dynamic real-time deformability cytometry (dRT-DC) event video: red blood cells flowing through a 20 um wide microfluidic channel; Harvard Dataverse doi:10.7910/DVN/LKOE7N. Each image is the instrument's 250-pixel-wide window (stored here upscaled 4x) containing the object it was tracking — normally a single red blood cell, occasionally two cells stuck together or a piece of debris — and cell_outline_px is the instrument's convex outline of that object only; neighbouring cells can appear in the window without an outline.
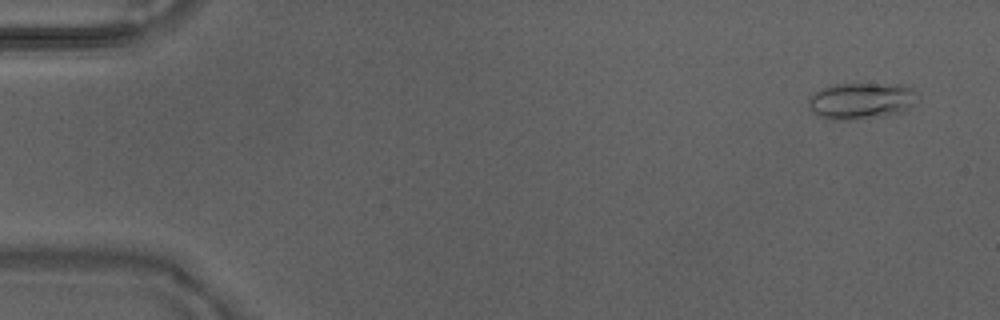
{"species": "Egyptian fruit bat (a non-hibernating species)", "species_latin": "Rousettus aegyptiacus", "temperature_condition": "warm", "stored_images_in_passage": 49, "camera_frame_rate_fps": 3000, "um_per_image_px": 0.085, "animal": {"sex": "male"}, "frame": {"image": 1, "passage_image": 3, "time_ms": 0.667, "image_size_px": [1000, 320], "cell_outline_px": [[920, 100], [904, 112], [884, 116], [848, 120], [824, 120], [816, 116], [812, 112], [808, 104], [808, 96], [812, 92], [836, 84], [904, 84], [912, 88], [916, 92]], "centroid_in_image_um": [73.21, 8.58], "position_along_channel_um": 11.8, "area_um2": 23.87}}
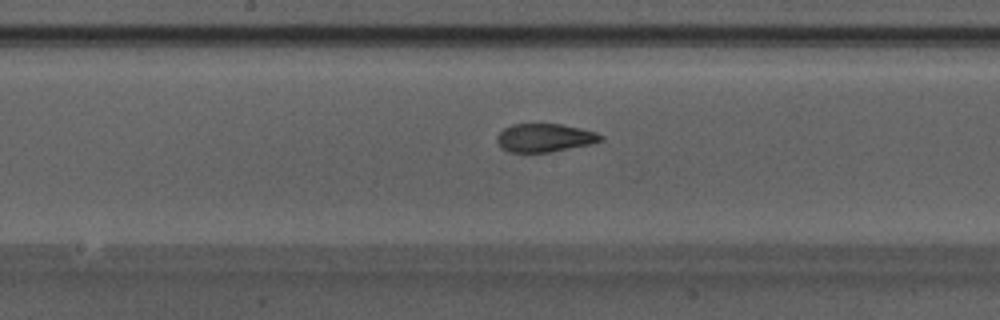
{"frame": {"image": 2, "passage_image": 26, "time_ms": 8.333, "image_size_px": [1000, 320], "cell_outline_px": [[604, 140], [592, 144], [548, 152], [508, 152], [500, 148], [496, 140], [496, 136], [504, 128], [512, 124], [560, 124], [580, 128], [596, 132], [604, 136]], "centroid_in_image_um": [46.29, 11.71], "position_along_channel_um": 201.9, "area_um2": 17.22}}
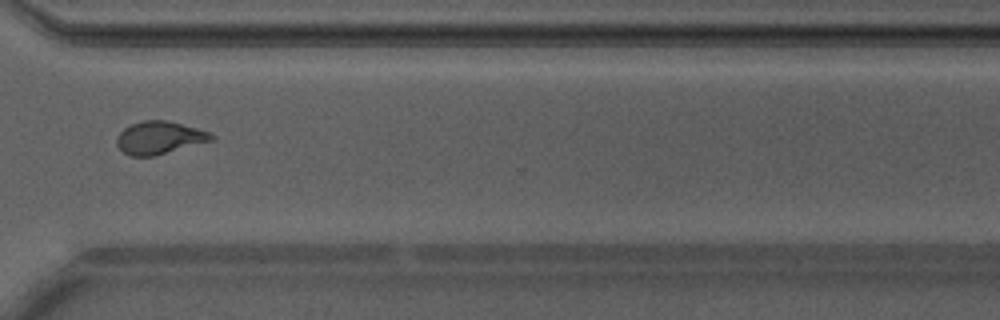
{"frame": {"image": 3, "passage_image": 37, "time_ms": 12.0, "image_size_px": [1000, 320], "cell_outline_px": [[216, 136], [212, 140], [156, 156], [132, 156], [124, 152], [116, 144], [116, 140], [120, 132], [124, 128], [132, 124], [144, 120], [168, 120], [196, 128], [208, 132]], "centroid_in_image_um": [13.54, 11.71], "position_along_channel_um": 357.1, "area_um2": 17.92}, "authors_computed_cell_mechanics": {"area_um2": 17.8024, "velocity_mm_per_s": 4.2295, "shape_relaxation_time_tau1_ms": 4.4175, "shape_relaxation_time_tau2_ms": 0.8063, "deformation_change_tau1": 0.1851, "deformation_change_tau2": 0.0772}}